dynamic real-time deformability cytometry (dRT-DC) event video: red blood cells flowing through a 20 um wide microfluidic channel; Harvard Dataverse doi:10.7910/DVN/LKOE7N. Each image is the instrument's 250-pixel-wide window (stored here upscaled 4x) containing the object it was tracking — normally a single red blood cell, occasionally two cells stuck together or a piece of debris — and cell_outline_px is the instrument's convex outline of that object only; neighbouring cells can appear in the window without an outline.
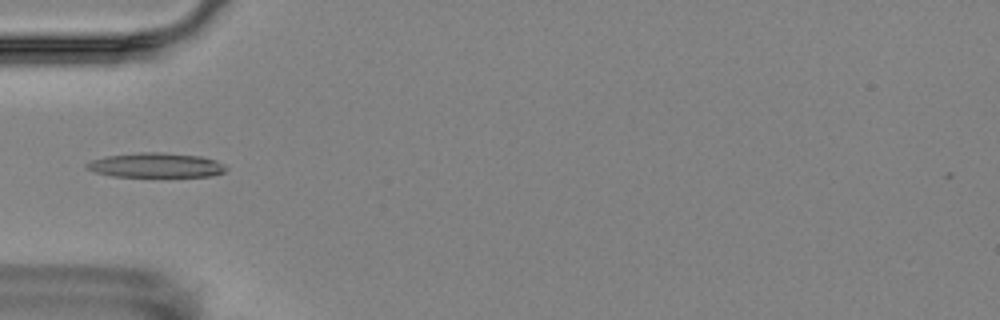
{"species": "Egyptian fruit bat (a non-hibernating species)", "species_latin": "Rousettus aegyptiacus", "temperature_condition": "room temperature", "stored_images_in_passage": 5, "camera_frame_rate_fps": 3000, "um_per_image_px": 0.085, "animal": {"sex": "female"}, "frame": {"image": 1, "passage_image": 5, "time_ms": 5.667, "image_size_px": [1000, 320], "cell_outline_px": [[228, 168], [224, 172], [212, 176], [112, 176], [96, 172], [84, 168], [84, 164], [92, 160], [108, 156], [140, 152], [164, 152], [200, 156], [216, 160], [224, 164]], "centroid_in_image_um": [13.27, 14.04], "position_along_channel_um": 71.7, "area_um2": 19.94}}